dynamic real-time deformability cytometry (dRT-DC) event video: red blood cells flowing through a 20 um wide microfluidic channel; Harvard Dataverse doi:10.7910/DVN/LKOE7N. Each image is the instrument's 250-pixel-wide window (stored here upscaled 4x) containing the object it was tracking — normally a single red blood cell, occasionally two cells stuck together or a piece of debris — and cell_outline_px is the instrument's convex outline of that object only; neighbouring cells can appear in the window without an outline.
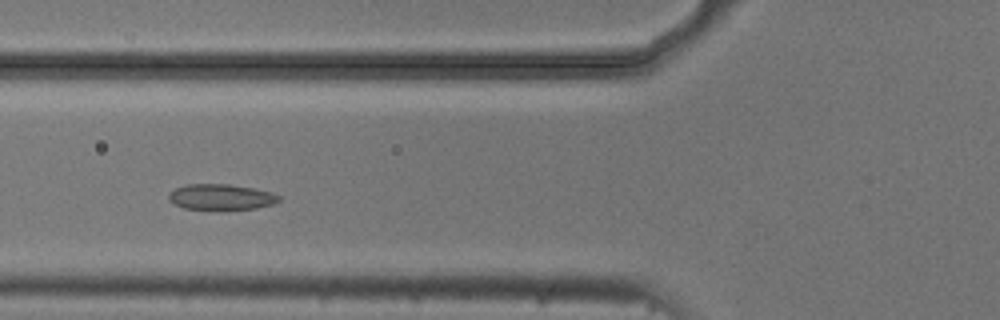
{"species": "common noctule bat (a hibernating species)", "species_latin": "Nyctalus noctula", "temperature_condition": "cold", "stored_images_in_passage": 6, "camera_frame_rate_fps": 3000, "um_per_image_px": 0.085, "animal": {"sex": "male", "body_mass_g": 20.5, "forearm_length_mm": 52.5}, "frame": {"image": 1, "passage_image": 5, "time_ms": 1.333, "image_size_px": [1000, 320], "cell_outline_px": [[280, 200], [272, 204], [256, 208], [220, 212], [184, 208], [172, 204], [168, 200], [168, 196], [176, 188], [188, 184], [228, 184], [252, 188], [272, 192], [280, 196]], "centroid_in_image_um": [18.77, 16.79], "position_along_channel_um": 107.0, "area_um2": 17.11}}
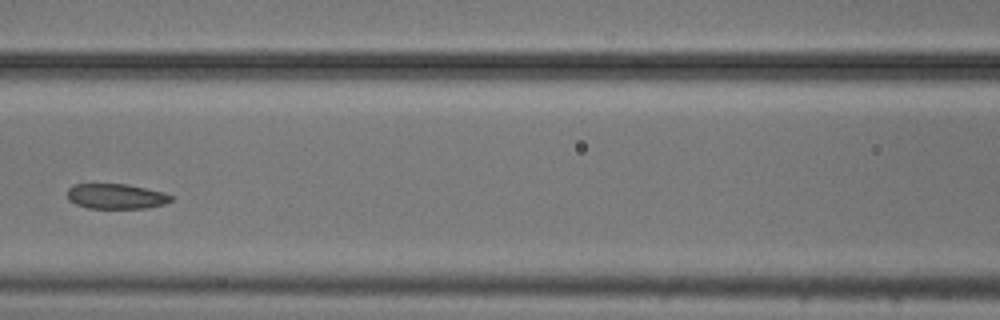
{"frame": {"image": 2, "passage_image": 6, "time_ms": 1.667, "image_size_px": [1000, 320], "cell_outline_px": [[172, 200], [164, 204], [148, 208], [88, 208], [76, 204], [68, 200], [68, 188], [72, 184], [128, 184], [164, 192], [172, 196]], "centroid_in_image_um": [9.86, 16.68], "position_along_channel_um": 156.7, "area_um2": 15.26}}